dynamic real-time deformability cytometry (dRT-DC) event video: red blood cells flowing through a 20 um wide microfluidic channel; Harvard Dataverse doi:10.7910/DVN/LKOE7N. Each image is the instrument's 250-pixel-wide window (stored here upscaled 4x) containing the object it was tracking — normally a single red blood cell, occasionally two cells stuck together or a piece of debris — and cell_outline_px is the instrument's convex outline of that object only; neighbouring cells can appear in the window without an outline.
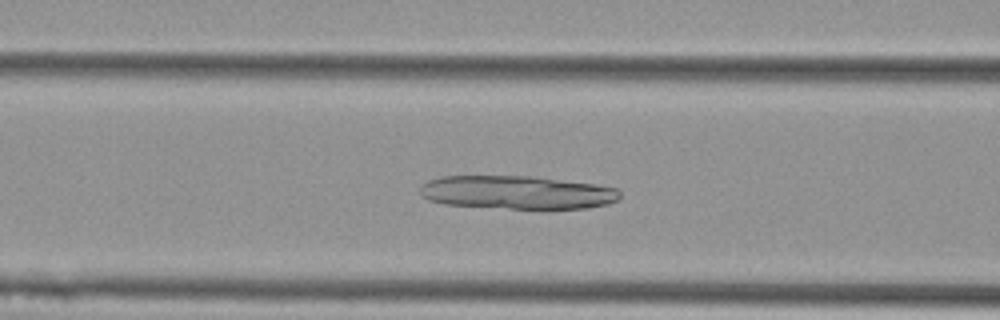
{"species": "Egyptian fruit bat (a non-hibernating species)", "species_latin": "Rousettus aegyptiacus", "temperature_condition": "cold", "stored_images_in_passage": 37, "camera_frame_rate_fps": 3000, "um_per_image_px": 0.085, "animal": {"sex": "female"}, "frame": {"image": 1, "passage_image": 15, "time_ms": 4.667, "image_size_px": [1000, 320], "cell_outline_px": [[620, 196], [616, 200], [608, 204], [588, 208], [508, 208], [444, 204], [428, 200], [420, 192], [420, 188], [428, 180], [444, 176], [532, 176], [596, 184], [616, 188], [620, 192]], "centroid_in_image_um": [43.96, 16.35], "position_along_channel_um": 122.6, "area_um2": 38.61}}
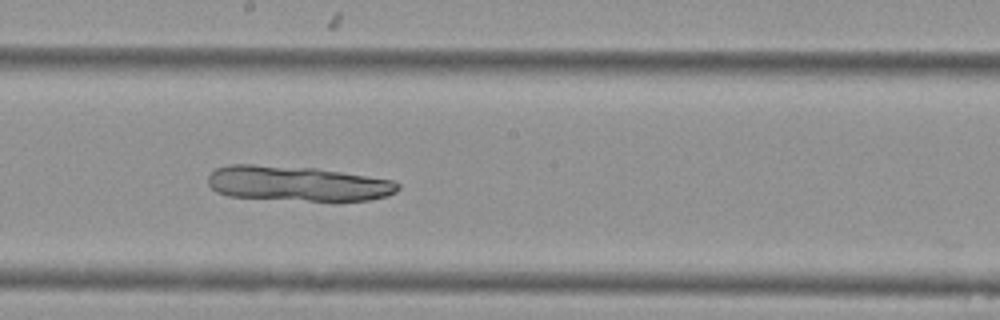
{"frame": {"image": 2, "passage_image": 23, "time_ms": 7.333, "image_size_px": [1000, 320], "cell_outline_px": [[400, 188], [396, 192], [388, 196], [368, 200], [308, 200], [228, 196], [216, 192], [208, 184], [208, 176], [216, 168], [228, 164], [252, 164], [316, 168], [392, 180], [400, 184]], "centroid_in_image_um": [25.26, 15.59], "position_along_channel_um": 222.9, "area_um2": 38.55}}
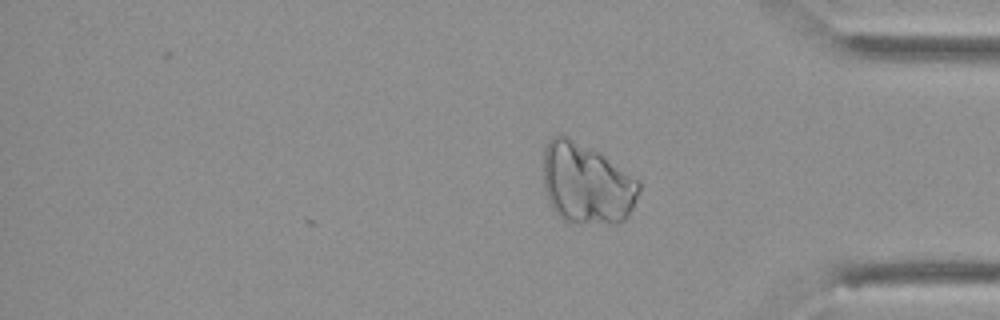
{"frame": {"image": 3, "passage_image": 37, "time_ms": 12.0, "image_size_px": [1000, 320], "cell_outline_px": [[640, 188], [636, 200], [628, 216], [624, 220], [616, 224], [564, 220], [552, 208], [548, 200], [544, 188], [544, 148], [548, 140], [552, 136], [560, 132], [568, 136], [604, 156], [640, 180]], "centroid_in_image_um": [49.85, 15.58], "position_along_channel_um": 385.3, "area_um2": 44.91}}